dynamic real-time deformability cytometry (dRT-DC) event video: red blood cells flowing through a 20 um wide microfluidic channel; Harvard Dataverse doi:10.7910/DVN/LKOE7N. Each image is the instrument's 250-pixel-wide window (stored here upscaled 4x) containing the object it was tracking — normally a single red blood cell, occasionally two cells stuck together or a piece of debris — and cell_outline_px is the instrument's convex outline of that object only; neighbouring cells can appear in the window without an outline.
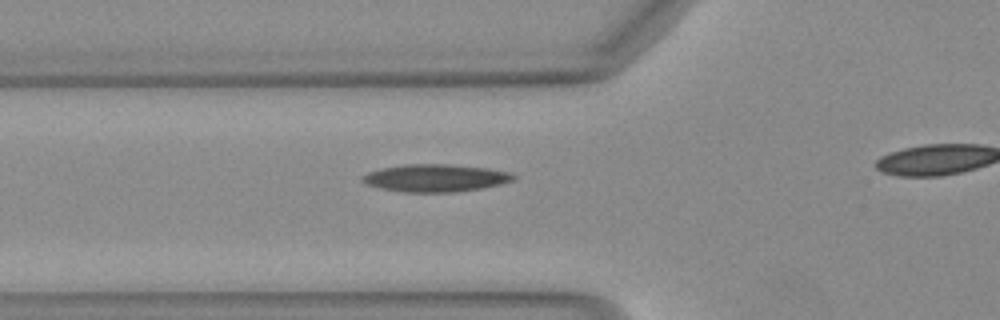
{"species": "Egyptian fruit bat (a non-hibernating species)", "species_latin": "Rousettus aegyptiacus", "temperature_condition": "warm", "stored_images_in_passage": 28, "camera_frame_rate_fps": 3000, "um_per_image_px": 0.085, "animal": {"sex": "female"}, "frame": {"image": 1, "passage_image": 5, "time_ms": 1.333, "image_size_px": [1000, 320], "cell_outline_px": [[516, 176], [512, 180], [500, 184], [480, 188], [456, 192], [404, 192], [380, 188], [368, 184], [360, 176], [368, 172], [380, 168], [404, 164], [452, 164], [488, 168], [512, 172]], "centroid_in_image_um": [37.02, 15.12], "position_along_channel_um": 88.8, "area_um2": 24.22}}
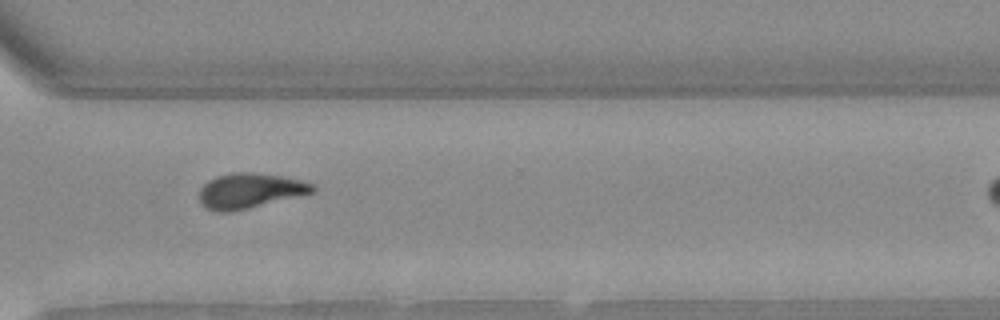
{"frame": {"image": 2, "passage_image": 24, "time_ms": 7.667, "image_size_px": [1000, 320], "cell_outline_px": [[316, 192], [232, 212], [220, 212], [204, 208], [200, 204], [200, 188], [208, 180], [216, 176], [232, 172], [252, 172], [280, 176], [300, 180], [312, 184], [316, 188]], "centroid_in_image_um": [21.21, 16.22], "position_along_channel_um": 349.4, "area_um2": 23.24}}